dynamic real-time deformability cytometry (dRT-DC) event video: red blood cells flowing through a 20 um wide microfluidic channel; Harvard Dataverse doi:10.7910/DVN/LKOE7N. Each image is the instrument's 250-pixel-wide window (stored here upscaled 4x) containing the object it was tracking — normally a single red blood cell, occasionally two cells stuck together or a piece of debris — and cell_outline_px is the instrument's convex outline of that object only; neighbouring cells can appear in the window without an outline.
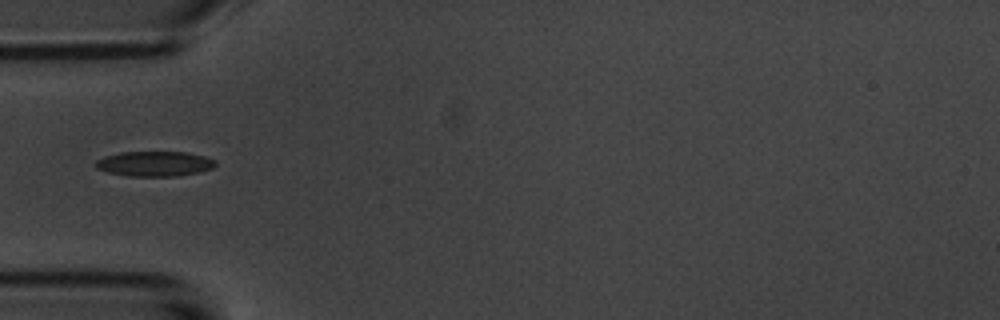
{"species": "common noctule bat (a hibernating species)", "species_latin": "Nyctalus noctula", "temperature_condition": "room temperature", "stored_images_in_passage": 3, "camera_frame_rate_fps": 3000, "um_per_image_px": 0.085, "animal": {"sex": "male", "body_mass_g": 20.1, "forearm_length_mm": 53.5}, "frame": {"image": 1, "passage_image": 1, "time_ms": 0.0, "image_size_px": [1000, 320], "cell_outline_px": [[216, 164], [212, 168], [200, 172], [180, 176], [132, 176], [108, 172], [96, 168], [96, 160], [104, 156], [120, 152], [188, 152], [204, 156], [216, 160]], "centroid_in_image_um": [13.16, 13.91], "position_along_channel_um": 71.8, "area_um2": 17.51}}
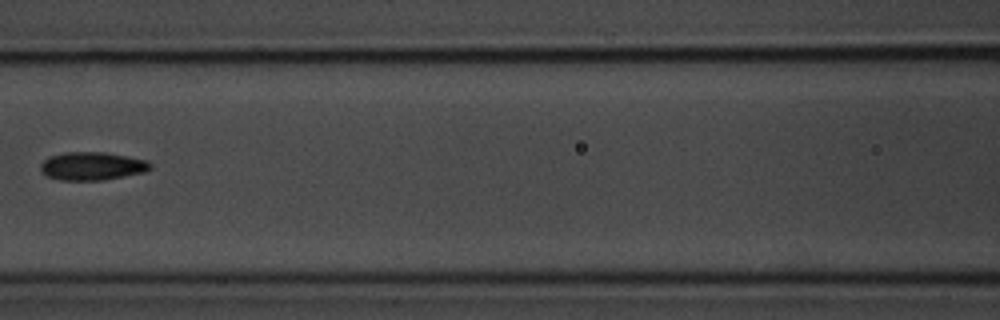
{"frame": {"image": 2, "passage_image": 3, "time_ms": 2.333, "image_size_px": [1000, 320], "cell_outline_px": [[152, 168], [144, 172], [104, 180], [60, 180], [48, 176], [40, 168], [40, 164], [48, 156], [64, 152], [104, 152], [128, 156], [148, 160], [152, 164]], "centroid_in_image_um": [7.85, 14.1], "position_along_channel_um": 158.7, "area_um2": 18.09}}